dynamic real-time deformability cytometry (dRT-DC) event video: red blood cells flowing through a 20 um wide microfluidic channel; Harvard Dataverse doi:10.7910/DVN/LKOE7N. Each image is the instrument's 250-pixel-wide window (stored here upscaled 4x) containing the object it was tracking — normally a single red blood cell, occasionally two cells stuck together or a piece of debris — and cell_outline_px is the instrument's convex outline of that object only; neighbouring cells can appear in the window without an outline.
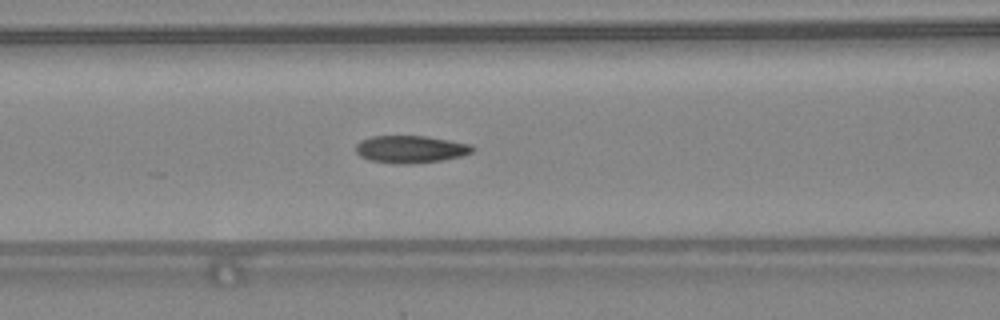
{"species": "common noctule bat (a hibernating species)", "species_latin": "Nyctalus noctula", "temperature_condition": "warm", "stored_images_in_passage": 48, "camera_frame_rate_fps": 3000, "um_per_image_px": 0.085, "animal": {"sex": "female", "body_mass_g": 24.6, "forearm_length_mm": 56.2}, "frame": {"image": 1, "passage_image": 21, "time_ms": 6.667, "image_size_px": [1000, 320], "cell_outline_px": [[476, 148], [472, 152], [460, 156], [440, 160], [408, 164], [396, 164], [372, 160], [360, 156], [356, 152], [356, 144], [360, 140], [372, 136], [428, 136], [472, 144]], "centroid_in_image_um": [34.91, 12.67], "position_along_channel_um": 131.7, "area_um2": 18.61}}
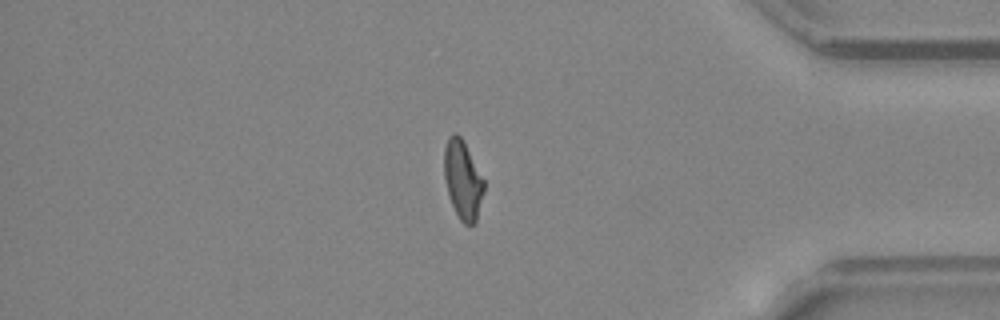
{"frame": {"image": 2, "passage_image": 41, "time_ms": 13.333, "image_size_px": [1000, 320], "cell_outline_px": [[484, 192], [476, 220], [472, 224], [464, 224], [460, 220], [452, 204], [448, 192], [444, 176], [444, 148], [448, 136], [452, 132], [456, 132], [460, 136], [484, 180]], "centroid_in_image_um": [39.32, 15.26], "position_along_channel_um": 395.9, "area_um2": 17.92}, "authors_computed_cell_mechanics": {"area_um2": 18.3804, "velocity_mm_per_s": 4.3988, "shape_relaxation_time_tau1_ms": 8.7922, "shape_relaxation_time_tau2_ms": 0.9296, "deformation_change_tau1": 0.2493, "deformation_change_tau2": 0.0725}}